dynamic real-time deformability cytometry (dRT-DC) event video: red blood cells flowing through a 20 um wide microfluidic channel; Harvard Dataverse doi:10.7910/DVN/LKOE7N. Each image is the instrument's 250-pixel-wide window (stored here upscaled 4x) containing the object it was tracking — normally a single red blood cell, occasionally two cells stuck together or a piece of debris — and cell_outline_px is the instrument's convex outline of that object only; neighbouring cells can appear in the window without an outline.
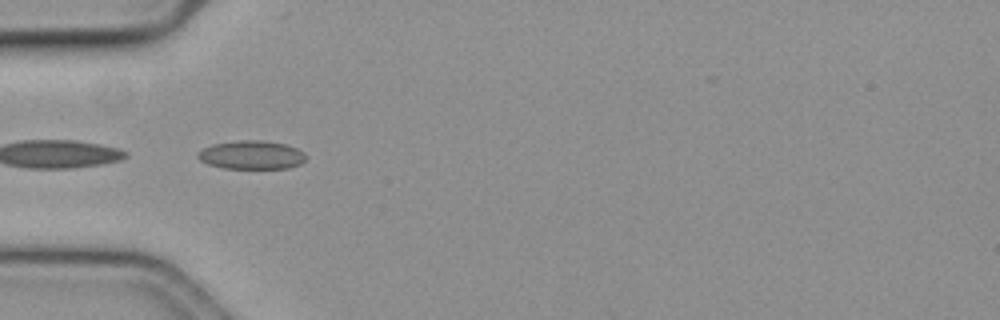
{"species": "common noctule bat (a hibernating species)", "species_latin": "Nyctalus noctula", "temperature_condition": "cold", "stored_images_in_passage": 40, "camera_frame_rate_fps": 3000, "um_per_image_px": 0.085, "animal": {"sex": "female", "body_mass_g": 19.3, "forearm_length_mm": 54.1}, "frame": {"image": 1, "passage_image": 6, "time_ms": 1.667, "image_size_px": [1000, 320], "cell_outline_px": [[304, 160], [300, 164], [288, 168], [224, 168], [208, 164], [200, 160], [196, 156], [204, 148], [212, 144], [240, 140], [260, 140], [284, 144], [296, 148], [304, 152]], "centroid_in_image_um": [21.37, 13.17], "position_along_channel_um": 63.6, "area_um2": 17.74}}
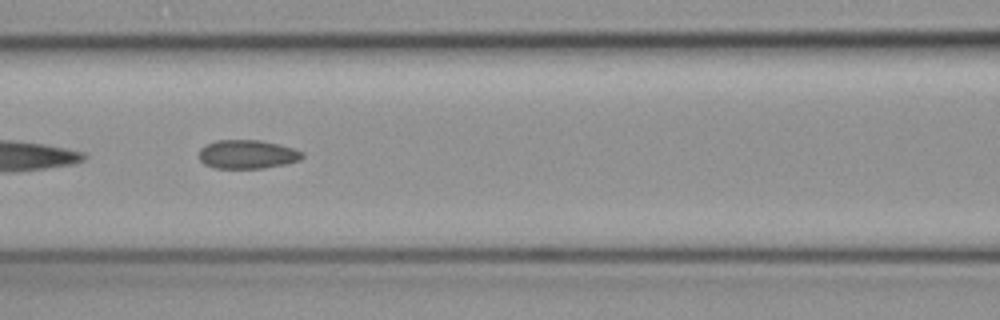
{"frame": {"image": 2, "passage_image": 13, "time_ms": 4.0, "image_size_px": [1000, 320], "cell_outline_px": [[304, 156], [300, 160], [288, 164], [264, 168], [216, 168], [204, 164], [200, 160], [200, 148], [216, 140], [260, 140], [292, 148], [304, 152]], "centroid_in_image_um": [21.05, 13.12], "position_along_channel_um": 145.6, "area_um2": 17.28}}
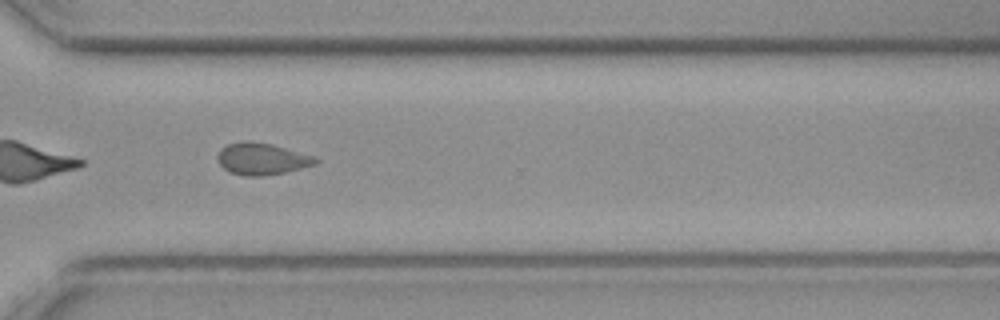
{"frame": {"image": 3, "passage_image": 30, "time_ms": 9.667, "image_size_px": [1000, 320], "cell_outline_px": [[320, 160], [316, 164], [284, 172], [264, 176], [244, 176], [228, 172], [220, 164], [216, 156], [220, 148], [228, 144], [244, 140], [252, 140], [272, 144], [312, 156]], "centroid_in_image_um": [22.2, 13.49], "position_along_channel_um": 348.4, "area_um2": 18.21}}